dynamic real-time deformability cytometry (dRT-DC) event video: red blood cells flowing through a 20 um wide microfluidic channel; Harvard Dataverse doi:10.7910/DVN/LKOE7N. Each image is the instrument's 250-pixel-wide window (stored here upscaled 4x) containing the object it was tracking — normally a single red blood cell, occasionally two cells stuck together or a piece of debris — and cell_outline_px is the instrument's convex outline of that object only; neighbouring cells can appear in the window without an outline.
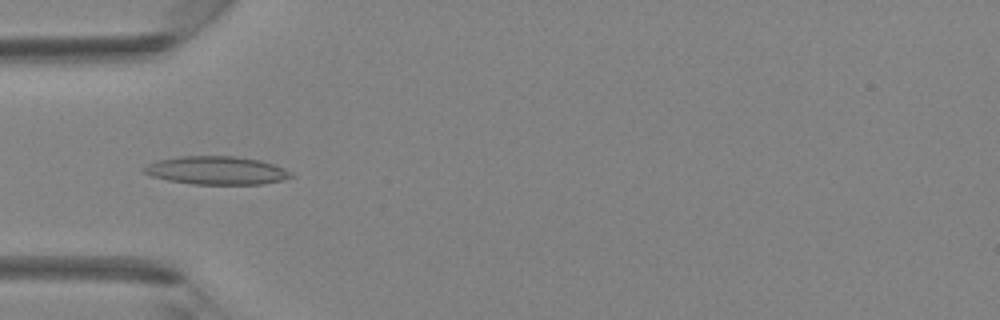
{"species": "Egyptian fruit bat (a non-hibernating species)", "species_latin": "Rousettus aegyptiacus", "temperature_condition": "room temperature", "stored_images_in_passage": 31, "camera_frame_rate_fps": 3000, "um_per_image_px": 0.085, "animal": {"sex": "female"}, "frame": {"image": 1, "passage_image": 2, "time_ms": 0.333, "image_size_px": [1000, 320], "cell_outline_px": [[296, 176], [280, 180], [260, 184], [192, 184], [168, 180], [152, 176], [144, 172], [140, 168], [156, 160], [180, 156], [232, 156], [260, 160], [284, 168], [292, 172]], "centroid_in_image_um": [18.39, 14.48], "position_along_channel_um": 66.6, "area_um2": 24.16}}
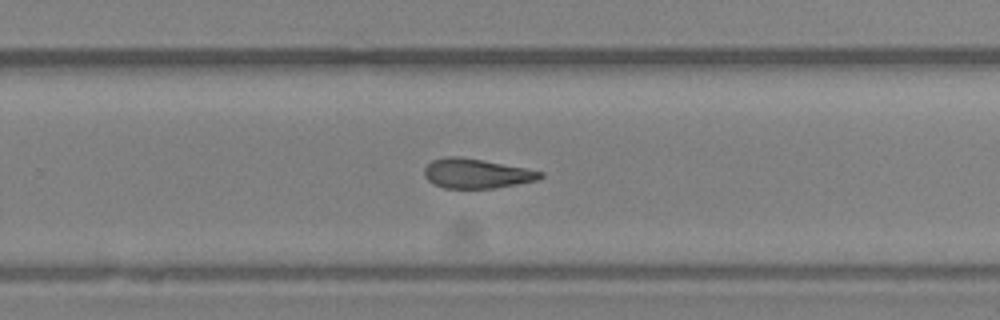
{"frame": {"image": 2, "passage_image": 16, "time_ms": 5.0, "image_size_px": [1000, 320], "cell_outline_px": [[544, 176], [536, 180], [516, 184], [492, 188], [444, 188], [432, 184], [424, 176], [424, 168], [432, 160], [444, 156], [460, 156], [484, 160], [528, 168], [544, 172]], "centroid_in_image_um": [40.48, 14.73], "position_along_channel_um": 289.3, "area_um2": 20.17}}
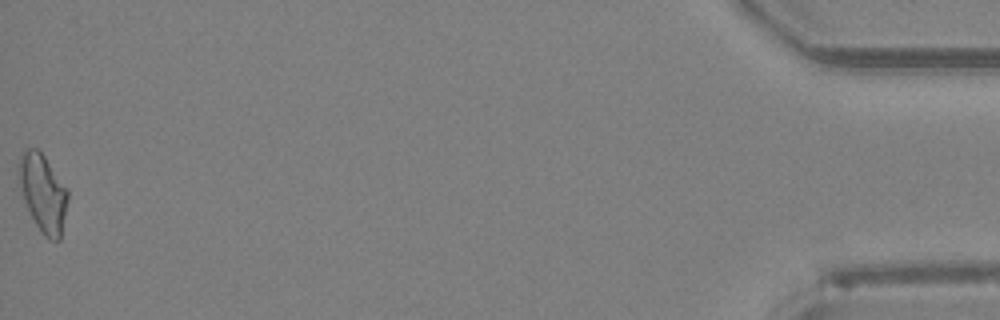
{"frame": {"image": 3, "passage_image": 31, "time_ms": 10.0, "image_size_px": [1000, 320], "cell_outline_px": [[68, 200], [60, 240], [48, 240], [40, 232], [24, 200], [20, 184], [20, 156], [28, 148], [36, 148], [44, 156], [68, 188]], "centroid_in_image_um": [3.7, 16.44], "position_along_channel_um": 431.5, "area_um2": 21.73}}